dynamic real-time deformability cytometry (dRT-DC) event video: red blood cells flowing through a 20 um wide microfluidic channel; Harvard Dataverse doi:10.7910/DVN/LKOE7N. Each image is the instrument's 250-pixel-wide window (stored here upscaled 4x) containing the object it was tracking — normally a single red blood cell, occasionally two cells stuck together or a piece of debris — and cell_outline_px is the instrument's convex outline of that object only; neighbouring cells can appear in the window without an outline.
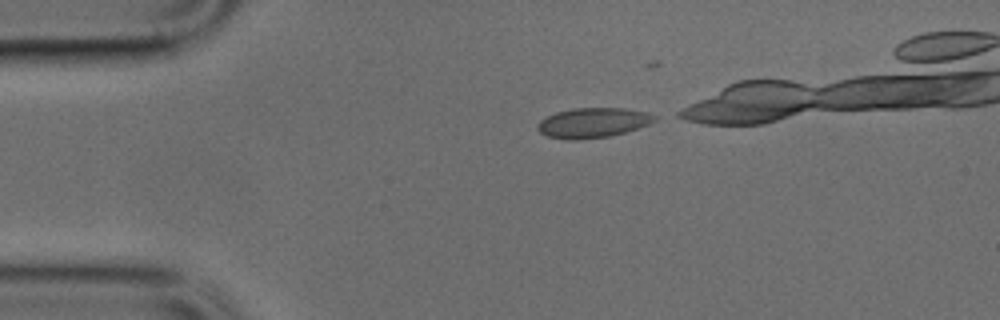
{"species": "common noctule bat (a hibernating species)", "species_latin": "Nyctalus noctula", "temperature_condition": "cold", "stored_images_in_passage": 23, "camera_frame_rate_fps": 3000, "um_per_image_px": 0.085, "animal": {"sex": "male", "body_mass_g": 17.9, "forearm_length_mm": 54.2}, "frame": {"image": 1, "passage_image": 3, "time_ms": 0.667, "image_size_px": [1000, 320], "cell_outline_px": [[656, 120], [648, 124], [624, 132], [608, 136], [576, 140], [572, 140], [548, 136], [540, 132], [536, 128], [536, 124], [540, 120], [556, 112], [576, 108], [624, 108], [648, 112], [656, 116]], "centroid_in_image_um": [50.38, 10.42], "position_along_channel_um": 34.6, "area_um2": 20.17}}
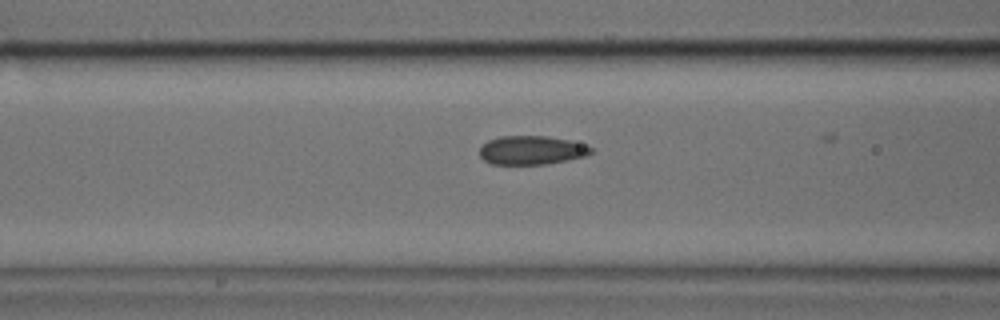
{"frame": {"image": 2, "passage_image": 12, "time_ms": 3.667, "image_size_px": [1000, 320], "cell_outline_px": [[592, 152], [584, 156], [548, 164], [492, 164], [484, 160], [480, 156], [480, 148], [488, 140], [500, 136], [548, 136], [568, 140], [592, 148]], "centroid_in_image_um": [45.14, 12.77], "position_along_channel_um": 121.5, "area_um2": 18.44}}